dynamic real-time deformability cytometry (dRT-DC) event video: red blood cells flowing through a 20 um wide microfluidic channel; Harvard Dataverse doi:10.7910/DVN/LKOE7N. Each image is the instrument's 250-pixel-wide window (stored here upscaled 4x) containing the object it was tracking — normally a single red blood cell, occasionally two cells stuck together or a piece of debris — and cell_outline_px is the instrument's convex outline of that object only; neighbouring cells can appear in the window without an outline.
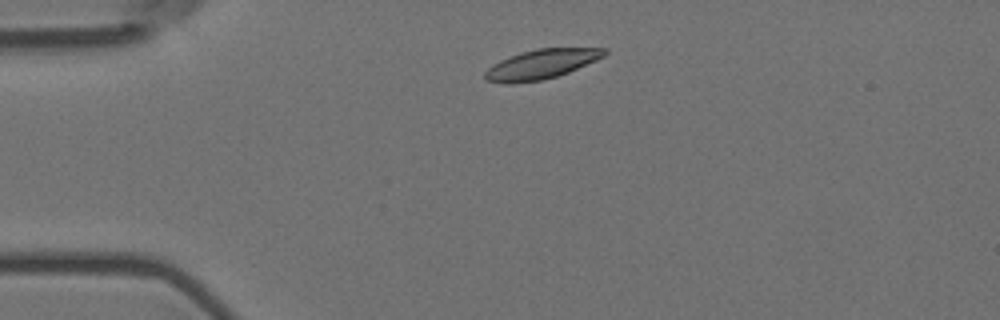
{"species": "Egyptian fruit bat (a non-hibernating species)", "species_latin": "Rousettus aegyptiacus", "temperature_condition": "room temperature", "stored_images_in_passage": 2, "camera_frame_rate_fps": 3000, "um_per_image_px": 0.085, "animal": {"sex": "female"}, "frame": {"image": 1, "passage_image": 1, "time_ms": 0.0, "image_size_px": [1000, 320], "cell_outline_px": [[608, 52], [604, 56], [596, 60], [568, 72], [556, 76], [540, 80], [508, 84], [484, 80], [484, 72], [492, 64], [500, 60], [520, 52], [536, 48], [608, 48]], "centroid_in_image_um": [45.98, 5.45], "position_along_channel_um": 39.0, "area_um2": 20.52}}